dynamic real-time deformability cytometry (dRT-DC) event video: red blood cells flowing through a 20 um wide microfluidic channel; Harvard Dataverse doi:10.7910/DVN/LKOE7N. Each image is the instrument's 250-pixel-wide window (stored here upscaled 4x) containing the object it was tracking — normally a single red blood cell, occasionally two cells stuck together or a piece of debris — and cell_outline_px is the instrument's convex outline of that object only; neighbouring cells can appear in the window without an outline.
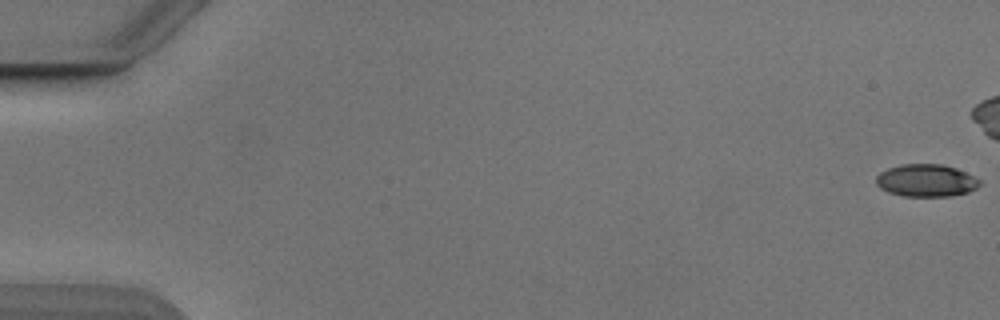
{"species": "Egyptian fruit bat (a non-hibernating species)", "species_latin": "Rousettus aegyptiacus", "temperature_condition": "cold", "stored_images_in_passage": 44, "camera_frame_rate_fps": 3000, "um_per_image_px": 0.085, "animal": {"sex": "male"}, "frame": {"image": 1, "passage_image": 1, "time_ms": 0.0, "image_size_px": [1000, 320], "cell_outline_px": [[980, 184], [976, 188], [968, 192], [948, 196], [904, 196], [888, 192], [880, 188], [876, 184], [876, 176], [880, 172], [888, 168], [900, 164], [940, 164], [956, 168], [980, 180]], "centroid_in_image_um": [78.69, 15.34], "position_along_channel_um": 6.3, "area_um2": 19.48}}
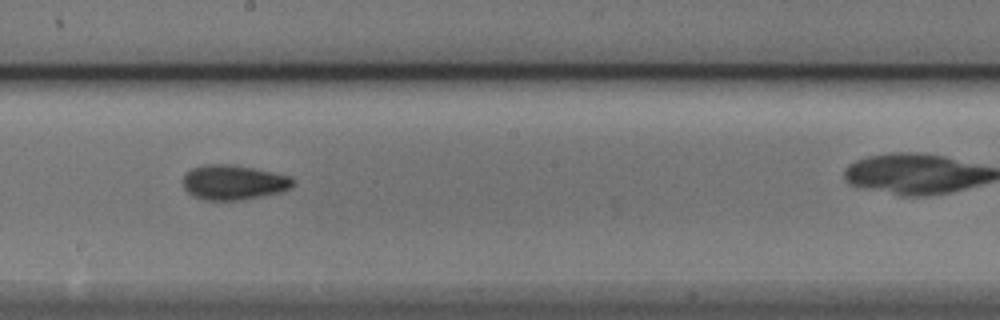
{"frame": {"image": 2, "passage_image": 31, "time_ms": 10.0, "image_size_px": [1000, 320], "cell_outline_px": [[292, 188], [280, 192], [244, 200], [204, 200], [192, 196], [184, 188], [184, 176], [192, 168], [204, 164], [232, 164], [252, 168], [288, 176], [292, 180]], "centroid_in_image_um": [19.82, 15.51], "position_along_channel_um": 228.4, "area_um2": 22.14}}
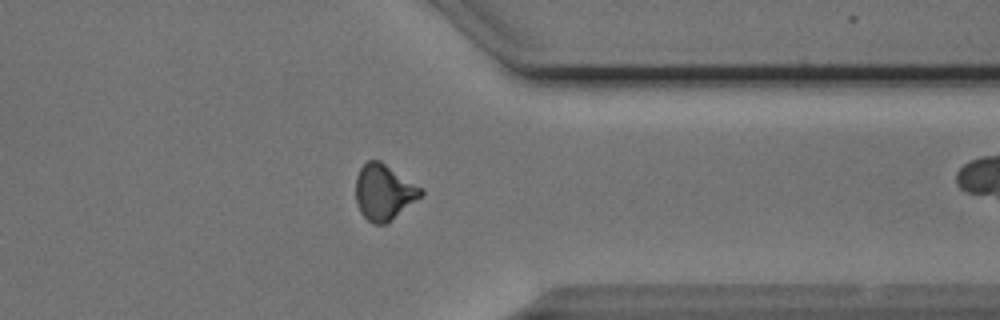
{"frame": {"image": 3, "passage_image": 43, "time_ms": 14.0, "image_size_px": [1000, 320], "cell_outline_px": [[424, 192], [420, 196], [388, 224], [372, 224], [360, 212], [356, 200], [356, 176], [360, 168], [368, 160], [380, 160], [424, 188]], "centroid_in_image_um": [32.64, 16.33], "position_along_channel_um": 378.8, "area_um2": 21.27}}